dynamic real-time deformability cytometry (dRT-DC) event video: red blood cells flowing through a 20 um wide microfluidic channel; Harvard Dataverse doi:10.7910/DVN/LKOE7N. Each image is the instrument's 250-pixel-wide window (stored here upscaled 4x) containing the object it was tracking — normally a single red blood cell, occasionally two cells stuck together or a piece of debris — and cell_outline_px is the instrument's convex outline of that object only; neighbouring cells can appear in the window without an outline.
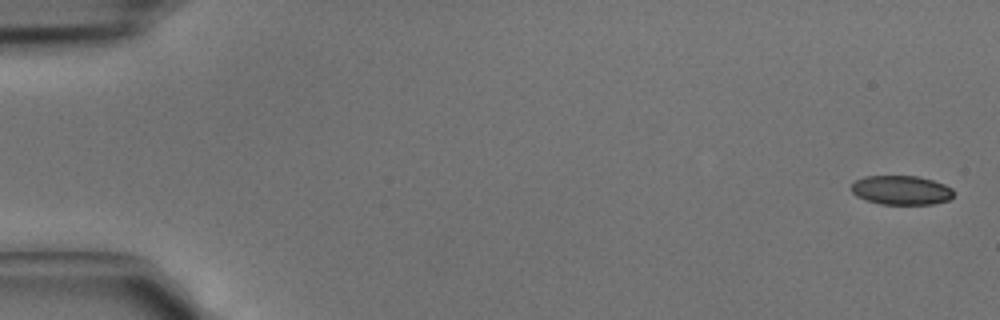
{"species": "common noctule bat (a hibernating species)", "species_latin": "Nyctalus noctula", "temperature_condition": "cold", "stored_images_in_passage": 4, "camera_frame_rate_fps": 3000, "um_per_image_px": 0.085, "animal": {"sex": "male", "body_mass_g": 15.6}, "frame": {"image": 1, "passage_image": 1, "time_ms": 0.0, "image_size_px": [1000, 320], "cell_outline_px": [[952, 196], [948, 200], [932, 204], [880, 204], [856, 196], [852, 192], [852, 184], [856, 180], [864, 176], [916, 176], [932, 180], [944, 184], [952, 188]], "centroid_in_image_um": [76.59, 16.16], "position_along_channel_um": 8.4, "area_um2": 17.22}}